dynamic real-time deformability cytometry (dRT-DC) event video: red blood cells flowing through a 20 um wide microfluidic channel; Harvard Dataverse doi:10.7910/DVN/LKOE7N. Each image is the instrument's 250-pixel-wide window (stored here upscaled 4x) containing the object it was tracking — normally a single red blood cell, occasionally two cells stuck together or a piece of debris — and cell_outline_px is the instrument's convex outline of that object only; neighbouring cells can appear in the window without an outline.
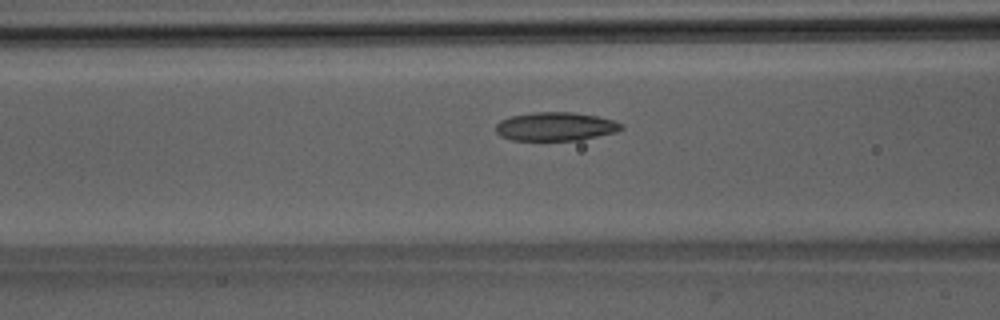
{"species": "Egyptian fruit bat (a non-hibernating species)", "species_latin": "Rousettus aegyptiacus", "temperature_condition": "room temperature", "stored_images_in_passage": 45, "camera_frame_rate_fps": 3000, "um_per_image_px": 0.085, "animal": {"sex": "male"}, "frame": {"image": 1, "passage_image": 14, "time_ms": 4.333, "image_size_px": [1000, 320], "cell_outline_px": [[624, 128], [616, 132], [580, 140], [512, 140], [500, 136], [496, 132], [496, 124], [500, 120], [508, 116], [532, 112], [572, 112], [596, 116], [612, 120], [624, 124]], "centroid_in_image_um": [47.2, 10.75], "position_along_channel_um": 119.4, "area_um2": 21.04}}
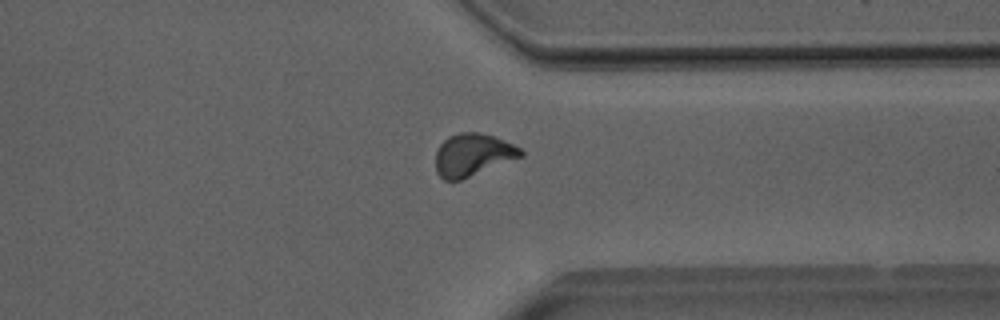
{"frame": {"image": 2, "passage_image": 33, "time_ms": 10.667, "image_size_px": [1000, 320], "cell_outline_px": [[524, 156], [460, 180], [444, 180], [436, 172], [436, 152], [440, 144], [448, 136], [460, 132], [480, 132], [492, 136], [512, 144], [520, 148], [524, 152]], "centroid_in_image_um": [40.17, 13.16], "position_along_channel_um": 371.2, "area_um2": 20.98}}
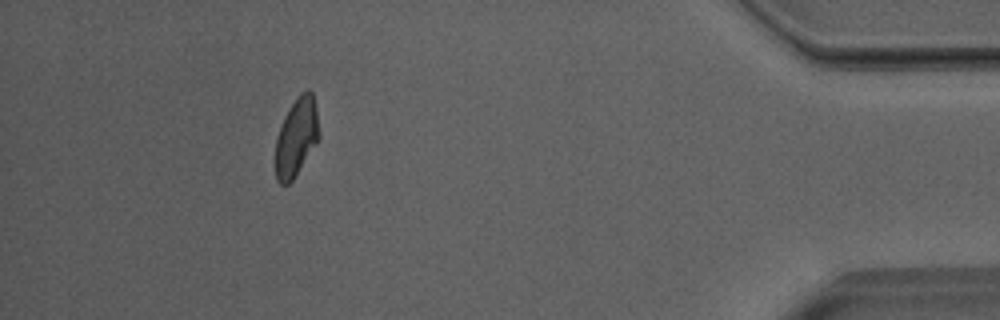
{"frame": {"image": 3, "passage_image": 40, "time_ms": 13.0, "image_size_px": [1000, 320], "cell_outline_px": [[320, 136], [292, 180], [288, 184], [280, 184], [276, 180], [276, 136], [284, 116], [288, 108], [296, 96], [300, 92], [308, 88], [312, 92], [316, 108]], "centroid_in_image_um": [25.18, 11.59], "position_along_channel_um": 410.0, "area_um2": 19.77}, "authors_computed_cell_mechanics": {"area_um2": 20.6346, "velocity_mm_per_s": 4.0022, "shape_relaxation_time_tau1_ms": 5.6001, "shape_relaxation_time_tau2_ms": 1.8298, "deformation_change_tau1": 0.1553, "deformation_change_tau2": 0.0785}}